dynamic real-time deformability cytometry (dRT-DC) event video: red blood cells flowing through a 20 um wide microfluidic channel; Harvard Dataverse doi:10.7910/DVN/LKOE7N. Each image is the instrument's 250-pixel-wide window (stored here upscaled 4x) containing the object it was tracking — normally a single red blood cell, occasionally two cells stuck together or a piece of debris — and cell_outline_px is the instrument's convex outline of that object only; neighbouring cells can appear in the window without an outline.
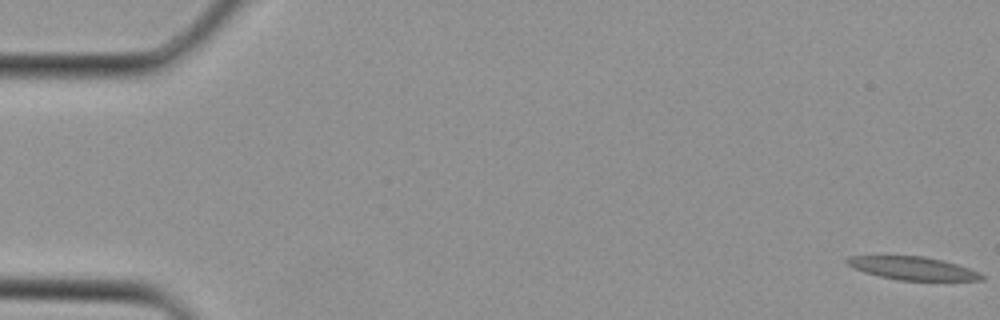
{"species": "Egyptian fruit bat (a non-hibernating species)", "species_latin": "Rousettus aegyptiacus", "temperature_condition": "cold", "stored_images_in_passage": 4, "camera_frame_rate_fps": 3000, "um_per_image_px": 0.085, "animal": {"sex": "female"}, "frame": {"image": 1, "passage_image": 1, "time_ms": 0.0, "image_size_px": [1000, 320], "cell_outline_px": [[984, 280], [900, 280], [880, 276], [864, 272], [848, 264], [844, 260], [848, 256], [924, 256], [956, 264], [980, 272], [984, 276]], "centroid_in_image_um": [77.59, 22.8], "position_along_channel_um": 7.4, "area_um2": 17.8}}